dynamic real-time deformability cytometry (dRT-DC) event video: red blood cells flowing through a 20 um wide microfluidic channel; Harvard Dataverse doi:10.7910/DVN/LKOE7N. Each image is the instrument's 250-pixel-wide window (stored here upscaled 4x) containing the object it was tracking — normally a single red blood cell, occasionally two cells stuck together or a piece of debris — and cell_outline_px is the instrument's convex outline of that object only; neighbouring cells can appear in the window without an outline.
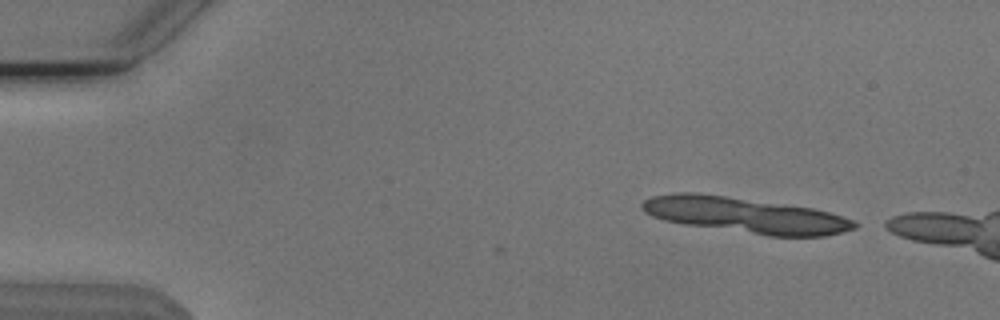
{"species": "Egyptian fruit bat (a non-hibernating species)", "species_latin": "Rousettus aegyptiacus", "temperature_condition": "cold", "stored_images_in_passage": 6, "camera_frame_rate_fps": 3000, "um_per_image_px": 0.085, "animal": {"sex": "male"}, "frame": {"image": 1, "passage_image": 1, "time_ms": 0.0, "image_size_px": [1000, 320], "cell_outline_px": [[852, 224], [844, 228], [832, 232], [804, 236], [792, 236], [764, 232], [756, 228], [764, 208], [800, 208], [820, 212], [844, 220]], "centroid_in_image_um": [67.87, 18.88], "position_along_channel_um": 17.1, "area_um2": 14.1}}